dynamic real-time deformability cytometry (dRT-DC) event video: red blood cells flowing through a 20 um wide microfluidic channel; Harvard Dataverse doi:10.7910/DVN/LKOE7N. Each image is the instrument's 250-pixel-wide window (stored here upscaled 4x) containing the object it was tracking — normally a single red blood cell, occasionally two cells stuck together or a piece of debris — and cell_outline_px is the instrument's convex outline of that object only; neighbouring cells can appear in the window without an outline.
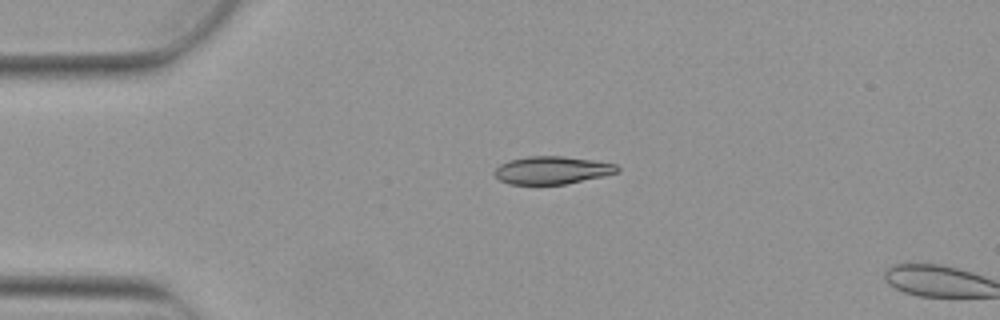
{"species": "Egyptian fruit bat (a non-hibernating species)", "species_latin": "Rousettus aegyptiacus", "temperature_condition": "warm", "stored_images_in_passage": 3, "camera_frame_rate_fps": 3000, "um_per_image_px": 0.085, "animal": {"sex": "female"}, "frame": {"image": 1, "passage_image": 3, "time_ms": 0.667, "image_size_px": [1000, 320], "cell_outline_px": [[620, 168], [616, 172], [604, 176], [564, 184], [508, 184], [500, 180], [492, 172], [500, 164], [508, 160], [528, 156], [564, 156], [592, 160], [616, 164]], "centroid_in_image_um": [46.89, 14.46], "position_along_channel_um": 38.1, "area_um2": 19.83}}